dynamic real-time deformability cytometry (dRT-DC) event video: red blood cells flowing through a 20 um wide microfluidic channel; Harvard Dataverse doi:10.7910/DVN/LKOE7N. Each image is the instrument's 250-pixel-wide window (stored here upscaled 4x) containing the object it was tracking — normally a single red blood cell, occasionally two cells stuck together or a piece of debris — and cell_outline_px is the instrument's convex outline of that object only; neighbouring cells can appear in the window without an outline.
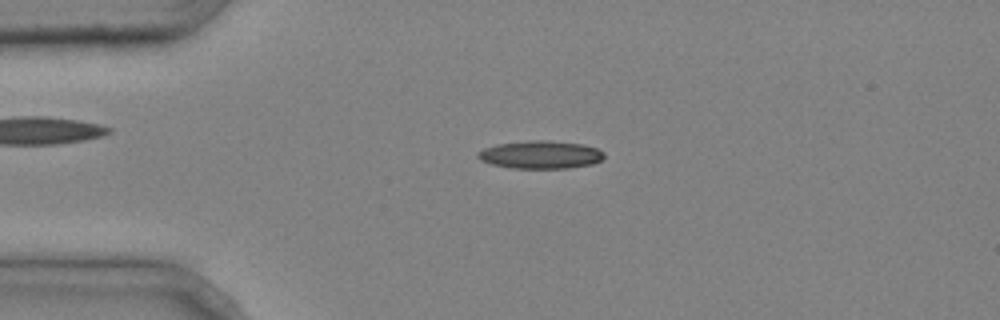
{"species": "common noctule bat (a hibernating species)", "species_latin": "Nyctalus noctula", "temperature_condition": "cold", "stored_images_in_passage": 3, "camera_frame_rate_fps": 3000, "um_per_image_px": 0.085, "animal": {"sex": "male", "body_mass_g": 20.4}, "frame": {"image": 1, "passage_image": 2, "time_ms": 0.333, "image_size_px": [1000, 320], "cell_outline_px": [[604, 156], [600, 160], [592, 164], [568, 168], [508, 168], [492, 164], [480, 160], [476, 156], [476, 152], [484, 148], [496, 144], [528, 140], [548, 140], [584, 144], [596, 148], [604, 152]], "centroid_in_image_um": [45.91, 13.14], "position_along_channel_um": 39.1, "area_um2": 20.69}}